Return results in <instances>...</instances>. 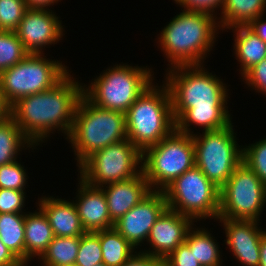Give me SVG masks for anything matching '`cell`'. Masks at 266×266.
Segmentation results:
<instances>
[{
	"instance_id": "cell-1",
	"label": "cell",
	"mask_w": 266,
	"mask_h": 266,
	"mask_svg": "<svg viewBox=\"0 0 266 266\" xmlns=\"http://www.w3.org/2000/svg\"><path fill=\"white\" fill-rule=\"evenodd\" d=\"M203 67L177 66L166 71L163 83L168 87L175 129L180 133L193 135V124L213 131L232 123L227 85Z\"/></svg>"
},
{
	"instance_id": "cell-2",
	"label": "cell",
	"mask_w": 266,
	"mask_h": 266,
	"mask_svg": "<svg viewBox=\"0 0 266 266\" xmlns=\"http://www.w3.org/2000/svg\"><path fill=\"white\" fill-rule=\"evenodd\" d=\"M70 74L53 88L24 96L11 105V117L35 147L57 129L67 137L71 132L83 86Z\"/></svg>"
},
{
	"instance_id": "cell-3",
	"label": "cell",
	"mask_w": 266,
	"mask_h": 266,
	"mask_svg": "<svg viewBox=\"0 0 266 266\" xmlns=\"http://www.w3.org/2000/svg\"><path fill=\"white\" fill-rule=\"evenodd\" d=\"M215 17L205 12L183 9L172 18L157 39L170 63L167 69L204 63L220 29Z\"/></svg>"
},
{
	"instance_id": "cell-4",
	"label": "cell",
	"mask_w": 266,
	"mask_h": 266,
	"mask_svg": "<svg viewBox=\"0 0 266 266\" xmlns=\"http://www.w3.org/2000/svg\"><path fill=\"white\" fill-rule=\"evenodd\" d=\"M77 166L103 148L127 139L125 113L106 110L81 97L68 137Z\"/></svg>"
},
{
	"instance_id": "cell-5",
	"label": "cell",
	"mask_w": 266,
	"mask_h": 266,
	"mask_svg": "<svg viewBox=\"0 0 266 266\" xmlns=\"http://www.w3.org/2000/svg\"><path fill=\"white\" fill-rule=\"evenodd\" d=\"M127 138L141 152L175 129L168 87L155 82L125 112Z\"/></svg>"
},
{
	"instance_id": "cell-6",
	"label": "cell",
	"mask_w": 266,
	"mask_h": 266,
	"mask_svg": "<svg viewBox=\"0 0 266 266\" xmlns=\"http://www.w3.org/2000/svg\"><path fill=\"white\" fill-rule=\"evenodd\" d=\"M151 68L115 64L83 85V96L93 105L125 113L154 82Z\"/></svg>"
},
{
	"instance_id": "cell-7",
	"label": "cell",
	"mask_w": 266,
	"mask_h": 266,
	"mask_svg": "<svg viewBox=\"0 0 266 266\" xmlns=\"http://www.w3.org/2000/svg\"><path fill=\"white\" fill-rule=\"evenodd\" d=\"M194 165L193 136L176 129L142 152V172L151 190L163 191Z\"/></svg>"
},
{
	"instance_id": "cell-8",
	"label": "cell",
	"mask_w": 266,
	"mask_h": 266,
	"mask_svg": "<svg viewBox=\"0 0 266 266\" xmlns=\"http://www.w3.org/2000/svg\"><path fill=\"white\" fill-rule=\"evenodd\" d=\"M232 124L192 135L195 165L219 189L243 162V146L237 143Z\"/></svg>"
},
{
	"instance_id": "cell-9",
	"label": "cell",
	"mask_w": 266,
	"mask_h": 266,
	"mask_svg": "<svg viewBox=\"0 0 266 266\" xmlns=\"http://www.w3.org/2000/svg\"><path fill=\"white\" fill-rule=\"evenodd\" d=\"M29 53L22 61L0 73V88L12 105L18 99L53 88L70 70L58 60Z\"/></svg>"
},
{
	"instance_id": "cell-10",
	"label": "cell",
	"mask_w": 266,
	"mask_h": 266,
	"mask_svg": "<svg viewBox=\"0 0 266 266\" xmlns=\"http://www.w3.org/2000/svg\"><path fill=\"white\" fill-rule=\"evenodd\" d=\"M167 208L199 219H217L220 189L194 165L163 190Z\"/></svg>"
},
{
	"instance_id": "cell-11",
	"label": "cell",
	"mask_w": 266,
	"mask_h": 266,
	"mask_svg": "<svg viewBox=\"0 0 266 266\" xmlns=\"http://www.w3.org/2000/svg\"><path fill=\"white\" fill-rule=\"evenodd\" d=\"M78 170V177L96 187L125 181L142 172V152L127 138L95 152Z\"/></svg>"
},
{
	"instance_id": "cell-12",
	"label": "cell",
	"mask_w": 266,
	"mask_h": 266,
	"mask_svg": "<svg viewBox=\"0 0 266 266\" xmlns=\"http://www.w3.org/2000/svg\"><path fill=\"white\" fill-rule=\"evenodd\" d=\"M266 186L243 162L220 188L218 218L260 221Z\"/></svg>"
},
{
	"instance_id": "cell-13",
	"label": "cell",
	"mask_w": 266,
	"mask_h": 266,
	"mask_svg": "<svg viewBox=\"0 0 266 266\" xmlns=\"http://www.w3.org/2000/svg\"><path fill=\"white\" fill-rule=\"evenodd\" d=\"M64 31L62 22L51 8H28L14 32L28 53L43 54L45 47L62 40Z\"/></svg>"
},
{
	"instance_id": "cell-14",
	"label": "cell",
	"mask_w": 266,
	"mask_h": 266,
	"mask_svg": "<svg viewBox=\"0 0 266 266\" xmlns=\"http://www.w3.org/2000/svg\"><path fill=\"white\" fill-rule=\"evenodd\" d=\"M166 208L164 192L152 190L124 216L114 222L113 228L136 249L143 241H147L151 228Z\"/></svg>"
},
{
	"instance_id": "cell-15",
	"label": "cell",
	"mask_w": 266,
	"mask_h": 266,
	"mask_svg": "<svg viewBox=\"0 0 266 266\" xmlns=\"http://www.w3.org/2000/svg\"><path fill=\"white\" fill-rule=\"evenodd\" d=\"M191 217L166 208L151 228L146 242L149 250H140L146 254L166 259L181 243H184L188 231L195 225Z\"/></svg>"
},
{
	"instance_id": "cell-16",
	"label": "cell",
	"mask_w": 266,
	"mask_h": 266,
	"mask_svg": "<svg viewBox=\"0 0 266 266\" xmlns=\"http://www.w3.org/2000/svg\"><path fill=\"white\" fill-rule=\"evenodd\" d=\"M223 223L226 240L225 243L233 252L236 261L243 266H259L260 264V241L266 232L258 227V221L231 220L217 218Z\"/></svg>"
},
{
	"instance_id": "cell-17",
	"label": "cell",
	"mask_w": 266,
	"mask_h": 266,
	"mask_svg": "<svg viewBox=\"0 0 266 266\" xmlns=\"http://www.w3.org/2000/svg\"><path fill=\"white\" fill-rule=\"evenodd\" d=\"M78 179V193L73 202L84 230L97 232L113 228L114 222L109 216L107 200L102 187L90 185L80 177Z\"/></svg>"
},
{
	"instance_id": "cell-18",
	"label": "cell",
	"mask_w": 266,
	"mask_h": 266,
	"mask_svg": "<svg viewBox=\"0 0 266 266\" xmlns=\"http://www.w3.org/2000/svg\"><path fill=\"white\" fill-rule=\"evenodd\" d=\"M106 185L102 186V189L113 222L124 216L152 191L143 172L131 179Z\"/></svg>"
},
{
	"instance_id": "cell-19",
	"label": "cell",
	"mask_w": 266,
	"mask_h": 266,
	"mask_svg": "<svg viewBox=\"0 0 266 266\" xmlns=\"http://www.w3.org/2000/svg\"><path fill=\"white\" fill-rule=\"evenodd\" d=\"M37 208H40L49 221L57 237H80L84 230L75 203L53 196L41 197Z\"/></svg>"
},
{
	"instance_id": "cell-20",
	"label": "cell",
	"mask_w": 266,
	"mask_h": 266,
	"mask_svg": "<svg viewBox=\"0 0 266 266\" xmlns=\"http://www.w3.org/2000/svg\"><path fill=\"white\" fill-rule=\"evenodd\" d=\"M38 211L25 214V263L28 264L32 258L42 256L55 237L45 213Z\"/></svg>"
},
{
	"instance_id": "cell-21",
	"label": "cell",
	"mask_w": 266,
	"mask_h": 266,
	"mask_svg": "<svg viewBox=\"0 0 266 266\" xmlns=\"http://www.w3.org/2000/svg\"><path fill=\"white\" fill-rule=\"evenodd\" d=\"M230 29L234 30V54L240 63V74L243 76L250 68L266 59V43L247 26H236Z\"/></svg>"
},
{
	"instance_id": "cell-22",
	"label": "cell",
	"mask_w": 266,
	"mask_h": 266,
	"mask_svg": "<svg viewBox=\"0 0 266 266\" xmlns=\"http://www.w3.org/2000/svg\"><path fill=\"white\" fill-rule=\"evenodd\" d=\"M266 0H225L221 17L218 18L223 31L236 26H247L258 16L264 15Z\"/></svg>"
},
{
	"instance_id": "cell-23",
	"label": "cell",
	"mask_w": 266,
	"mask_h": 266,
	"mask_svg": "<svg viewBox=\"0 0 266 266\" xmlns=\"http://www.w3.org/2000/svg\"><path fill=\"white\" fill-rule=\"evenodd\" d=\"M34 146L11 116L0 121V166L16 161L20 151Z\"/></svg>"
},
{
	"instance_id": "cell-24",
	"label": "cell",
	"mask_w": 266,
	"mask_h": 266,
	"mask_svg": "<svg viewBox=\"0 0 266 266\" xmlns=\"http://www.w3.org/2000/svg\"><path fill=\"white\" fill-rule=\"evenodd\" d=\"M213 238L207 229L194 226L187 233L185 242L201 266H222L220 248Z\"/></svg>"
},
{
	"instance_id": "cell-25",
	"label": "cell",
	"mask_w": 266,
	"mask_h": 266,
	"mask_svg": "<svg viewBox=\"0 0 266 266\" xmlns=\"http://www.w3.org/2000/svg\"><path fill=\"white\" fill-rule=\"evenodd\" d=\"M25 214H0V239L23 262H25Z\"/></svg>"
},
{
	"instance_id": "cell-26",
	"label": "cell",
	"mask_w": 266,
	"mask_h": 266,
	"mask_svg": "<svg viewBox=\"0 0 266 266\" xmlns=\"http://www.w3.org/2000/svg\"><path fill=\"white\" fill-rule=\"evenodd\" d=\"M99 241L103 263L106 266H121L136 252V249L114 228L100 230Z\"/></svg>"
},
{
	"instance_id": "cell-27",
	"label": "cell",
	"mask_w": 266,
	"mask_h": 266,
	"mask_svg": "<svg viewBox=\"0 0 266 266\" xmlns=\"http://www.w3.org/2000/svg\"><path fill=\"white\" fill-rule=\"evenodd\" d=\"M80 237L55 236L39 258L42 266H66L75 264ZM42 259V260H41Z\"/></svg>"
},
{
	"instance_id": "cell-28",
	"label": "cell",
	"mask_w": 266,
	"mask_h": 266,
	"mask_svg": "<svg viewBox=\"0 0 266 266\" xmlns=\"http://www.w3.org/2000/svg\"><path fill=\"white\" fill-rule=\"evenodd\" d=\"M28 54L14 31L0 30V73L22 61Z\"/></svg>"
},
{
	"instance_id": "cell-29",
	"label": "cell",
	"mask_w": 266,
	"mask_h": 266,
	"mask_svg": "<svg viewBox=\"0 0 266 266\" xmlns=\"http://www.w3.org/2000/svg\"><path fill=\"white\" fill-rule=\"evenodd\" d=\"M103 262L99 241V231L85 232L80 236V244L75 264L78 266H94Z\"/></svg>"
},
{
	"instance_id": "cell-30",
	"label": "cell",
	"mask_w": 266,
	"mask_h": 266,
	"mask_svg": "<svg viewBox=\"0 0 266 266\" xmlns=\"http://www.w3.org/2000/svg\"><path fill=\"white\" fill-rule=\"evenodd\" d=\"M243 147V163L266 186V138Z\"/></svg>"
},
{
	"instance_id": "cell-31",
	"label": "cell",
	"mask_w": 266,
	"mask_h": 266,
	"mask_svg": "<svg viewBox=\"0 0 266 266\" xmlns=\"http://www.w3.org/2000/svg\"><path fill=\"white\" fill-rule=\"evenodd\" d=\"M27 9L24 0H0V30L15 31Z\"/></svg>"
},
{
	"instance_id": "cell-32",
	"label": "cell",
	"mask_w": 266,
	"mask_h": 266,
	"mask_svg": "<svg viewBox=\"0 0 266 266\" xmlns=\"http://www.w3.org/2000/svg\"><path fill=\"white\" fill-rule=\"evenodd\" d=\"M25 167L18 160L0 166V188L14 189L18 191H25L27 184V173Z\"/></svg>"
},
{
	"instance_id": "cell-33",
	"label": "cell",
	"mask_w": 266,
	"mask_h": 266,
	"mask_svg": "<svg viewBox=\"0 0 266 266\" xmlns=\"http://www.w3.org/2000/svg\"><path fill=\"white\" fill-rule=\"evenodd\" d=\"M26 192L0 188V214L25 213Z\"/></svg>"
},
{
	"instance_id": "cell-34",
	"label": "cell",
	"mask_w": 266,
	"mask_h": 266,
	"mask_svg": "<svg viewBox=\"0 0 266 266\" xmlns=\"http://www.w3.org/2000/svg\"><path fill=\"white\" fill-rule=\"evenodd\" d=\"M241 79L245 80V83L252 90H257L266 95V59L250 68Z\"/></svg>"
},
{
	"instance_id": "cell-35",
	"label": "cell",
	"mask_w": 266,
	"mask_h": 266,
	"mask_svg": "<svg viewBox=\"0 0 266 266\" xmlns=\"http://www.w3.org/2000/svg\"><path fill=\"white\" fill-rule=\"evenodd\" d=\"M164 261V266H201L186 242L181 243Z\"/></svg>"
},
{
	"instance_id": "cell-36",
	"label": "cell",
	"mask_w": 266,
	"mask_h": 266,
	"mask_svg": "<svg viewBox=\"0 0 266 266\" xmlns=\"http://www.w3.org/2000/svg\"><path fill=\"white\" fill-rule=\"evenodd\" d=\"M176 4L184 8V10L205 12L213 16L217 12L215 10H222L225 0H174ZM220 7V8H219ZM215 13V14H214Z\"/></svg>"
},
{
	"instance_id": "cell-37",
	"label": "cell",
	"mask_w": 266,
	"mask_h": 266,
	"mask_svg": "<svg viewBox=\"0 0 266 266\" xmlns=\"http://www.w3.org/2000/svg\"><path fill=\"white\" fill-rule=\"evenodd\" d=\"M121 266H164V261L144 252H135Z\"/></svg>"
},
{
	"instance_id": "cell-38",
	"label": "cell",
	"mask_w": 266,
	"mask_h": 266,
	"mask_svg": "<svg viewBox=\"0 0 266 266\" xmlns=\"http://www.w3.org/2000/svg\"><path fill=\"white\" fill-rule=\"evenodd\" d=\"M0 265H27L20 261L0 239Z\"/></svg>"
},
{
	"instance_id": "cell-39",
	"label": "cell",
	"mask_w": 266,
	"mask_h": 266,
	"mask_svg": "<svg viewBox=\"0 0 266 266\" xmlns=\"http://www.w3.org/2000/svg\"><path fill=\"white\" fill-rule=\"evenodd\" d=\"M264 15L258 16L252 20L247 27L254 32L263 42L266 43V20L263 21Z\"/></svg>"
},
{
	"instance_id": "cell-40",
	"label": "cell",
	"mask_w": 266,
	"mask_h": 266,
	"mask_svg": "<svg viewBox=\"0 0 266 266\" xmlns=\"http://www.w3.org/2000/svg\"><path fill=\"white\" fill-rule=\"evenodd\" d=\"M30 9H49L51 5L57 4L61 0H24Z\"/></svg>"
},
{
	"instance_id": "cell-41",
	"label": "cell",
	"mask_w": 266,
	"mask_h": 266,
	"mask_svg": "<svg viewBox=\"0 0 266 266\" xmlns=\"http://www.w3.org/2000/svg\"><path fill=\"white\" fill-rule=\"evenodd\" d=\"M11 116V105L6 101L4 94L0 88V121Z\"/></svg>"
},
{
	"instance_id": "cell-42",
	"label": "cell",
	"mask_w": 266,
	"mask_h": 266,
	"mask_svg": "<svg viewBox=\"0 0 266 266\" xmlns=\"http://www.w3.org/2000/svg\"><path fill=\"white\" fill-rule=\"evenodd\" d=\"M259 266H266V232L263 234L260 241V264Z\"/></svg>"
},
{
	"instance_id": "cell-43",
	"label": "cell",
	"mask_w": 266,
	"mask_h": 266,
	"mask_svg": "<svg viewBox=\"0 0 266 266\" xmlns=\"http://www.w3.org/2000/svg\"><path fill=\"white\" fill-rule=\"evenodd\" d=\"M94 266H106L103 262L99 263V264H96Z\"/></svg>"
},
{
	"instance_id": "cell-44",
	"label": "cell",
	"mask_w": 266,
	"mask_h": 266,
	"mask_svg": "<svg viewBox=\"0 0 266 266\" xmlns=\"http://www.w3.org/2000/svg\"><path fill=\"white\" fill-rule=\"evenodd\" d=\"M0 266H28V265H0Z\"/></svg>"
},
{
	"instance_id": "cell-45",
	"label": "cell",
	"mask_w": 266,
	"mask_h": 266,
	"mask_svg": "<svg viewBox=\"0 0 266 266\" xmlns=\"http://www.w3.org/2000/svg\"><path fill=\"white\" fill-rule=\"evenodd\" d=\"M66 266H78V265H76V264H70V265H66Z\"/></svg>"
}]
</instances>
